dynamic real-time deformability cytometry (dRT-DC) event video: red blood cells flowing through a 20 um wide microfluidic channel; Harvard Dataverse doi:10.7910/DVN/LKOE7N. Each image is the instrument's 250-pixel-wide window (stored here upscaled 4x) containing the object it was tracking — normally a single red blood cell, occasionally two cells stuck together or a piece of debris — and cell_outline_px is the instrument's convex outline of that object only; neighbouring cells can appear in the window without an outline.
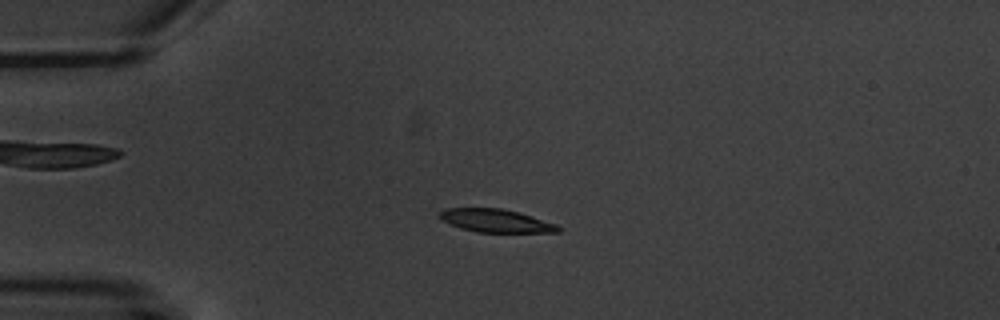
{"species": "common noctule bat (a hibernating species)", "species_latin": "Nyctalus noctula", "temperature_condition": "warm", "stored_images_in_passage": 4, "camera_frame_rate_fps": 3000, "um_per_image_px": 0.085, "animal": {"sex": "male", "body_mass_g": 20.1, "forearm_length_mm": 53.5}, "frame": {"image": 1, "passage_image": 4, "time_ms": 3.667, "image_size_px": [1000, 320], "cell_outline_px": [[560, 232], [476, 232], [460, 228], [436, 216], [444, 208], [504, 208], [556, 224], [560, 228]], "centroid_in_image_um": [42.11, 18.75], "position_along_channel_um": 42.9, "area_um2": 15.78}}